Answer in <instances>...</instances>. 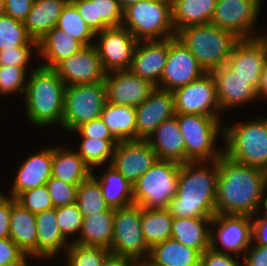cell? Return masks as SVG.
<instances>
[{"instance_id": "7c38bea8", "label": "cell", "mask_w": 267, "mask_h": 266, "mask_svg": "<svg viewBox=\"0 0 267 266\" xmlns=\"http://www.w3.org/2000/svg\"><path fill=\"white\" fill-rule=\"evenodd\" d=\"M175 112L220 118L216 85L210 72L173 92Z\"/></svg>"}, {"instance_id": "d4e9b609", "label": "cell", "mask_w": 267, "mask_h": 266, "mask_svg": "<svg viewBox=\"0 0 267 266\" xmlns=\"http://www.w3.org/2000/svg\"><path fill=\"white\" fill-rule=\"evenodd\" d=\"M147 141L156 152L158 160L185 163V141L176 115L161 122Z\"/></svg>"}, {"instance_id": "f35d334b", "label": "cell", "mask_w": 267, "mask_h": 266, "mask_svg": "<svg viewBox=\"0 0 267 266\" xmlns=\"http://www.w3.org/2000/svg\"><path fill=\"white\" fill-rule=\"evenodd\" d=\"M17 46H33L38 51V42L28 34L24 22L4 14L0 16V50Z\"/></svg>"}, {"instance_id": "d6986e66", "label": "cell", "mask_w": 267, "mask_h": 266, "mask_svg": "<svg viewBox=\"0 0 267 266\" xmlns=\"http://www.w3.org/2000/svg\"><path fill=\"white\" fill-rule=\"evenodd\" d=\"M107 103L137 107L156 88L149 81L130 70H117L105 74Z\"/></svg>"}, {"instance_id": "f907efd6", "label": "cell", "mask_w": 267, "mask_h": 266, "mask_svg": "<svg viewBox=\"0 0 267 266\" xmlns=\"http://www.w3.org/2000/svg\"><path fill=\"white\" fill-rule=\"evenodd\" d=\"M238 256L206 249L200 257V266H242Z\"/></svg>"}, {"instance_id": "4dcf8cb0", "label": "cell", "mask_w": 267, "mask_h": 266, "mask_svg": "<svg viewBox=\"0 0 267 266\" xmlns=\"http://www.w3.org/2000/svg\"><path fill=\"white\" fill-rule=\"evenodd\" d=\"M92 175V169L74 150L52 147V177L79 186Z\"/></svg>"}, {"instance_id": "277c9868", "label": "cell", "mask_w": 267, "mask_h": 266, "mask_svg": "<svg viewBox=\"0 0 267 266\" xmlns=\"http://www.w3.org/2000/svg\"><path fill=\"white\" fill-rule=\"evenodd\" d=\"M176 37L206 72L226 65L235 44L240 40L231 32L211 23L189 26L179 30Z\"/></svg>"}, {"instance_id": "680465c9", "label": "cell", "mask_w": 267, "mask_h": 266, "mask_svg": "<svg viewBox=\"0 0 267 266\" xmlns=\"http://www.w3.org/2000/svg\"><path fill=\"white\" fill-rule=\"evenodd\" d=\"M135 266H160L153 263L148 257L135 263Z\"/></svg>"}, {"instance_id": "6f0895ef", "label": "cell", "mask_w": 267, "mask_h": 266, "mask_svg": "<svg viewBox=\"0 0 267 266\" xmlns=\"http://www.w3.org/2000/svg\"><path fill=\"white\" fill-rule=\"evenodd\" d=\"M257 96L258 99H260V97L267 98V62L260 77V83L257 88Z\"/></svg>"}, {"instance_id": "2e32d148", "label": "cell", "mask_w": 267, "mask_h": 266, "mask_svg": "<svg viewBox=\"0 0 267 266\" xmlns=\"http://www.w3.org/2000/svg\"><path fill=\"white\" fill-rule=\"evenodd\" d=\"M158 160L156 152L147 140L119 141L111 164L132 185Z\"/></svg>"}, {"instance_id": "7a4b0ae2", "label": "cell", "mask_w": 267, "mask_h": 266, "mask_svg": "<svg viewBox=\"0 0 267 266\" xmlns=\"http://www.w3.org/2000/svg\"><path fill=\"white\" fill-rule=\"evenodd\" d=\"M205 163L208 164L205 161L180 164L177 193L167 207L174 218L213 217L216 214L218 160L209 162L212 167Z\"/></svg>"}, {"instance_id": "83f0119b", "label": "cell", "mask_w": 267, "mask_h": 266, "mask_svg": "<svg viewBox=\"0 0 267 266\" xmlns=\"http://www.w3.org/2000/svg\"><path fill=\"white\" fill-rule=\"evenodd\" d=\"M212 217L174 218L171 238L201 254L210 248V229Z\"/></svg>"}, {"instance_id": "e0dca14e", "label": "cell", "mask_w": 267, "mask_h": 266, "mask_svg": "<svg viewBox=\"0 0 267 266\" xmlns=\"http://www.w3.org/2000/svg\"><path fill=\"white\" fill-rule=\"evenodd\" d=\"M267 62V40L262 36L240 39L234 46L227 65L256 89Z\"/></svg>"}, {"instance_id": "91938a15", "label": "cell", "mask_w": 267, "mask_h": 266, "mask_svg": "<svg viewBox=\"0 0 267 266\" xmlns=\"http://www.w3.org/2000/svg\"><path fill=\"white\" fill-rule=\"evenodd\" d=\"M117 1L119 2L120 6L124 10L128 6L135 4L137 1H141V0H117Z\"/></svg>"}, {"instance_id": "c3c4849f", "label": "cell", "mask_w": 267, "mask_h": 266, "mask_svg": "<svg viewBox=\"0 0 267 266\" xmlns=\"http://www.w3.org/2000/svg\"><path fill=\"white\" fill-rule=\"evenodd\" d=\"M32 46H17L12 49L0 50V65L22 67L27 71L32 55Z\"/></svg>"}, {"instance_id": "ee69618b", "label": "cell", "mask_w": 267, "mask_h": 266, "mask_svg": "<svg viewBox=\"0 0 267 266\" xmlns=\"http://www.w3.org/2000/svg\"><path fill=\"white\" fill-rule=\"evenodd\" d=\"M16 201L34 214L54 208L46 185L21 192Z\"/></svg>"}, {"instance_id": "603a6c76", "label": "cell", "mask_w": 267, "mask_h": 266, "mask_svg": "<svg viewBox=\"0 0 267 266\" xmlns=\"http://www.w3.org/2000/svg\"><path fill=\"white\" fill-rule=\"evenodd\" d=\"M52 177V148L49 147L28 156L17 169L10 196L16 198L21 192L46 185Z\"/></svg>"}, {"instance_id": "8fae6325", "label": "cell", "mask_w": 267, "mask_h": 266, "mask_svg": "<svg viewBox=\"0 0 267 266\" xmlns=\"http://www.w3.org/2000/svg\"><path fill=\"white\" fill-rule=\"evenodd\" d=\"M252 216L236 214H215L211 226L218 229L210 230V248L235 256L244 255L252 243ZM226 251L220 249V244ZM218 244V245H217Z\"/></svg>"}, {"instance_id": "5bb4252c", "label": "cell", "mask_w": 267, "mask_h": 266, "mask_svg": "<svg viewBox=\"0 0 267 266\" xmlns=\"http://www.w3.org/2000/svg\"><path fill=\"white\" fill-rule=\"evenodd\" d=\"M99 36L97 48L103 70L107 72L129 70L138 40L123 27H109L95 34Z\"/></svg>"}, {"instance_id": "f6af8a7d", "label": "cell", "mask_w": 267, "mask_h": 266, "mask_svg": "<svg viewBox=\"0 0 267 266\" xmlns=\"http://www.w3.org/2000/svg\"><path fill=\"white\" fill-rule=\"evenodd\" d=\"M56 218L60 232L67 240L71 234L80 233L83 215L76 203L56 208Z\"/></svg>"}, {"instance_id": "7dc6e473", "label": "cell", "mask_w": 267, "mask_h": 266, "mask_svg": "<svg viewBox=\"0 0 267 266\" xmlns=\"http://www.w3.org/2000/svg\"><path fill=\"white\" fill-rule=\"evenodd\" d=\"M27 258L10 237L0 239V266H28Z\"/></svg>"}, {"instance_id": "94428289", "label": "cell", "mask_w": 267, "mask_h": 266, "mask_svg": "<svg viewBox=\"0 0 267 266\" xmlns=\"http://www.w3.org/2000/svg\"><path fill=\"white\" fill-rule=\"evenodd\" d=\"M260 205H263V207L265 209V212H264V216L263 217H266L267 218V197L266 198H263V200L260 203Z\"/></svg>"}, {"instance_id": "cb8c5ba5", "label": "cell", "mask_w": 267, "mask_h": 266, "mask_svg": "<svg viewBox=\"0 0 267 266\" xmlns=\"http://www.w3.org/2000/svg\"><path fill=\"white\" fill-rule=\"evenodd\" d=\"M37 225V246L36 249L28 256L36 259H51L60 252L61 249L67 250L70 245L60 232L57 218L56 208L44 210L35 214Z\"/></svg>"}, {"instance_id": "681fc988", "label": "cell", "mask_w": 267, "mask_h": 266, "mask_svg": "<svg viewBox=\"0 0 267 266\" xmlns=\"http://www.w3.org/2000/svg\"><path fill=\"white\" fill-rule=\"evenodd\" d=\"M73 133H79L81 137L95 138L102 140H117L110 132L107 125L102 118L94 119L92 121L81 124Z\"/></svg>"}, {"instance_id": "f546056e", "label": "cell", "mask_w": 267, "mask_h": 266, "mask_svg": "<svg viewBox=\"0 0 267 266\" xmlns=\"http://www.w3.org/2000/svg\"><path fill=\"white\" fill-rule=\"evenodd\" d=\"M69 0H34L24 25L28 34L39 41L57 26L58 19Z\"/></svg>"}, {"instance_id": "74e56055", "label": "cell", "mask_w": 267, "mask_h": 266, "mask_svg": "<svg viewBox=\"0 0 267 266\" xmlns=\"http://www.w3.org/2000/svg\"><path fill=\"white\" fill-rule=\"evenodd\" d=\"M56 27L69 33L70 36L81 42L84 46L94 44L92 40L96 37L95 33L86 24L70 0L64 6Z\"/></svg>"}, {"instance_id": "6da1fadb", "label": "cell", "mask_w": 267, "mask_h": 266, "mask_svg": "<svg viewBox=\"0 0 267 266\" xmlns=\"http://www.w3.org/2000/svg\"><path fill=\"white\" fill-rule=\"evenodd\" d=\"M219 174L216 190V214L255 217L266 197L267 172L235 162L224 153L218 159Z\"/></svg>"}, {"instance_id": "7402d4cb", "label": "cell", "mask_w": 267, "mask_h": 266, "mask_svg": "<svg viewBox=\"0 0 267 266\" xmlns=\"http://www.w3.org/2000/svg\"><path fill=\"white\" fill-rule=\"evenodd\" d=\"M210 73L215 81L217 99L222 112L258 98L257 89L249 80L238 76L227 64Z\"/></svg>"}, {"instance_id": "836d02e7", "label": "cell", "mask_w": 267, "mask_h": 266, "mask_svg": "<svg viewBox=\"0 0 267 266\" xmlns=\"http://www.w3.org/2000/svg\"><path fill=\"white\" fill-rule=\"evenodd\" d=\"M201 253L197 249L169 238L150 248L148 258L160 266H200Z\"/></svg>"}, {"instance_id": "ba28073f", "label": "cell", "mask_w": 267, "mask_h": 266, "mask_svg": "<svg viewBox=\"0 0 267 266\" xmlns=\"http://www.w3.org/2000/svg\"><path fill=\"white\" fill-rule=\"evenodd\" d=\"M180 164L157 160L133 185L134 204L145 209H167L177 193Z\"/></svg>"}, {"instance_id": "60d3db41", "label": "cell", "mask_w": 267, "mask_h": 266, "mask_svg": "<svg viewBox=\"0 0 267 266\" xmlns=\"http://www.w3.org/2000/svg\"><path fill=\"white\" fill-rule=\"evenodd\" d=\"M76 204L83 216L98 214L110 208L103 199L99 183L92 176L78 186Z\"/></svg>"}, {"instance_id": "ffe728a7", "label": "cell", "mask_w": 267, "mask_h": 266, "mask_svg": "<svg viewBox=\"0 0 267 266\" xmlns=\"http://www.w3.org/2000/svg\"><path fill=\"white\" fill-rule=\"evenodd\" d=\"M175 114L173 93L156 87L136 107V140H147L161 122Z\"/></svg>"}, {"instance_id": "f5cc1de1", "label": "cell", "mask_w": 267, "mask_h": 266, "mask_svg": "<svg viewBox=\"0 0 267 266\" xmlns=\"http://www.w3.org/2000/svg\"><path fill=\"white\" fill-rule=\"evenodd\" d=\"M242 259V266H267V246H259L252 242Z\"/></svg>"}, {"instance_id": "7bdbcfd3", "label": "cell", "mask_w": 267, "mask_h": 266, "mask_svg": "<svg viewBox=\"0 0 267 266\" xmlns=\"http://www.w3.org/2000/svg\"><path fill=\"white\" fill-rule=\"evenodd\" d=\"M28 78L27 71L22 67L0 65V95L25 93Z\"/></svg>"}, {"instance_id": "4fadbf2b", "label": "cell", "mask_w": 267, "mask_h": 266, "mask_svg": "<svg viewBox=\"0 0 267 266\" xmlns=\"http://www.w3.org/2000/svg\"><path fill=\"white\" fill-rule=\"evenodd\" d=\"M261 0H217L211 24L231 32L239 39H252ZM253 26V27H252Z\"/></svg>"}, {"instance_id": "484cf974", "label": "cell", "mask_w": 267, "mask_h": 266, "mask_svg": "<svg viewBox=\"0 0 267 266\" xmlns=\"http://www.w3.org/2000/svg\"><path fill=\"white\" fill-rule=\"evenodd\" d=\"M70 1L95 34L109 27L122 26L123 9L117 0Z\"/></svg>"}, {"instance_id": "e575fe53", "label": "cell", "mask_w": 267, "mask_h": 266, "mask_svg": "<svg viewBox=\"0 0 267 266\" xmlns=\"http://www.w3.org/2000/svg\"><path fill=\"white\" fill-rule=\"evenodd\" d=\"M98 179L92 171V177L99 183L103 199L113 209H118L134 204L133 185L112 165Z\"/></svg>"}, {"instance_id": "3957f363", "label": "cell", "mask_w": 267, "mask_h": 266, "mask_svg": "<svg viewBox=\"0 0 267 266\" xmlns=\"http://www.w3.org/2000/svg\"><path fill=\"white\" fill-rule=\"evenodd\" d=\"M66 85L54 68L39 66L28 75L24 98L28 119L39 127L62 124Z\"/></svg>"}, {"instance_id": "9a60e30c", "label": "cell", "mask_w": 267, "mask_h": 266, "mask_svg": "<svg viewBox=\"0 0 267 266\" xmlns=\"http://www.w3.org/2000/svg\"><path fill=\"white\" fill-rule=\"evenodd\" d=\"M205 73L197 59L176 36L168 38L167 61L157 88L173 92Z\"/></svg>"}, {"instance_id": "44dd1931", "label": "cell", "mask_w": 267, "mask_h": 266, "mask_svg": "<svg viewBox=\"0 0 267 266\" xmlns=\"http://www.w3.org/2000/svg\"><path fill=\"white\" fill-rule=\"evenodd\" d=\"M168 39L140 40L134 51L129 70L158 87L167 61Z\"/></svg>"}, {"instance_id": "6125c7cd", "label": "cell", "mask_w": 267, "mask_h": 266, "mask_svg": "<svg viewBox=\"0 0 267 266\" xmlns=\"http://www.w3.org/2000/svg\"><path fill=\"white\" fill-rule=\"evenodd\" d=\"M5 14V0H0V16Z\"/></svg>"}, {"instance_id": "5b68a950", "label": "cell", "mask_w": 267, "mask_h": 266, "mask_svg": "<svg viewBox=\"0 0 267 266\" xmlns=\"http://www.w3.org/2000/svg\"><path fill=\"white\" fill-rule=\"evenodd\" d=\"M225 148L231 160L267 172V118L222 127Z\"/></svg>"}, {"instance_id": "8992f818", "label": "cell", "mask_w": 267, "mask_h": 266, "mask_svg": "<svg viewBox=\"0 0 267 266\" xmlns=\"http://www.w3.org/2000/svg\"><path fill=\"white\" fill-rule=\"evenodd\" d=\"M122 26L138 41L175 37L171 0L137 1L123 10Z\"/></svg>"}, {"instance_id": "9c48e42d", "label": "cell", "mask_w": 267, "mask_h": 266, "mask_svg": "<svg viewBox=\"0 0 267 266\" xmlns=\"http://www.w3.org/2000/svg\"><path fill=\"white\" fill-rule=\"evenodd\" d=\"M106 103L104 81L66 86L61 126L72 132L81 124L100 118Z\"/></svg>"}, {"instance_id": "30bf717a", "label": "cell", "mask_w": 267, "mask_h": 266, "mask_svg": "<svg viewBox=\"0 0 267 266\" xmlns=\"http://www.w3.org/2000/svg\"><path fill=\"white\" fill-rule=\"evenodd\" d=\"M113 230L112 254L129 258L135 263L149 256L150 248L141 230V206L132 204L115 209Z\"/></svg>"}, {"instance_id": "d6a6232c", "label": "cell", "mask_w": 267, "mask_h": 266, "mask_svg": "<svg viewBox=\"0 0 267 266\" xmlns=\"http://www.w3.org/2000/svg\"><path fill=\"white\" fill-rule=\"evenodd\" d=\"M176 33L189 26L211 22L217 0H171Z\"/></svg>"}, {"instance_id": "bcb514c9", "label": "cell", "mask_w": 267, "mask_h": 266, "mask_svg": "<svg viewBox=\"0 0 267 266\" xmlns=\"http://www.w3.org/2000/svg\"><path fill=\"white\" fill-rule=\"evenodd\" d=\"M46 186L54 208L76 203L78 186L66 183L63 180L51 177Z\"/></svg>"}, {"instance_id": "816d5d0a", "label": "cell", "mask_w": 267, "mask_h": 266, "mask_svg": "<svg viewBox=\"0 0 267 266\" xmlns=\"http://www.w3.org/2000/svg\"><path fill=\"white\" fill-rule=\"evenodd\" d=\"M34 0H5V14L24 22L31 11Z\"/></svg>"}, {"instance_id": "ac0fdd59", "label": "cell", "mask_w": 267, "mask_h": 266, "mask_svg": "<svg viewBox=\"0 0 267 266\" xmlns=\"http://www.w3.org/2000/svg\"><path fill=\"white\" fill-rule=\"evenodd\" d=\"M54 69L66 86L104 81L106 74L94 44L84 46L79 52L62 60Z\"/></svg>"}, {"instance_id": "d590c367", "label": "cell", "mask_w": 267, "mask_h": 266, "mask_svg": "<svg viewBox=\"0 0 267 266\" xmlns=\"http://www.w3.org/2000/svg\"><path fill=\"white\" fill-rule=\"evenodd\" d=\"M101 118L118 141L136 140V107L106 103Z\"/></svg>"}, {"instance_id": "ab89813d", "label": "cell", "mask_w": 267, "mask_h": 266, "mask_svg": "<svg viewBox=\"0 0 267 266\" xmlns=\"http://www.w3.org/2000/svg\"><path fill=\"white\" fill-rule=\"evenodd\" d=\"M118 143V140L82 137L80 148L76 152L93 171L95 166L104 164L109 158L111 164Z\"/></svg>"}, {"instance_id": "b9f144b4", "label": "cell", "mask_w": 267, "mask_h": 266, "mask_svg": "<svg viewBox=\"0 0 267 266\" xmlns=\"http://www.w3.org/2000/svg\"><path fill=\"white\" fill-rule=\"evenodd\" d=\"M110 250L71 242L66 252V266H102Z\"/></svg>"}, {"instance_id": "f1b7e54d", "label": "cell", "mask_w": 267, "mask_h": 266, "mask_svg": "<svg viewBox=\"0 0 267 266\" xmlns=\"http://www.w3.org/2000/svg\"><path fill=\"white\" fill-rule=\"evenodd\" d=\"M114 215L115 209L83 216L80 235L71 240L87 246H100L110 250L114 236Z\"/></svg>"}, {"instance_id": "11a10c76", "label": "cell", "mask_w": 267, "mask_h": 266, "mask_svg": "<svg viewBox=\"0 0 267 266\" xmlns=\"http://www.w3.org/2000/svg\"><path fill=\"white\" fill-rule=\"evenodd\" d=\"M259 246H267V218L252 219V242Z\"/></svg>"}, {"instance_id": "db71d44e", "label": "cell", "mask_w": 267, "mask_h": 266, "mask_svg": "<svg viewBox=\"0 0 267 266\" xmlns=\"http://www.w3.org/2000/svg\"><path fill=\"white\" fill-rule=\"evenodd\" d=\"M12 196L0 193V239L10 236Z\"/></svg>"}, {"instance_id": "8d00e7d4", "label": "cell", "mask_w": 267, "mask_h": 266, "mask_svg": "<svg viewBox=\"0 0 267 266\" xmlns=\"http://www.w3.org/2000/svg\"><path fill=\"white\" fill-rule=\"evenodd\" d=\"M174 217L167 209H145L141 207V230L149 248L171 238Z\"/></svg>"}, {"instance_id": "9f6ffc18", "label": "cell", "mask_w": 267, "mask_h": 266, "mask_svg": "<svg viewBox=\"0 0 267 266\" xmlns=\"http://www.w3.org/2000/svg\"><path fill=\"white\" fill-rule=\"evenodd\" d=\"M102 266H135V262L129 258L110 253Z\"/></svg>"}, {"instance_id": "1f68e13d", "label": "cell", "mask_w": 267, "mask_h": 266, "mask_svg": "<svg viewBox=\"0 0 267 266\" xmlns=\"http://www.w3.org/2000/svg\"><path fill=\"white\" fill-rule=\"evenodd\" d=\"M10 238L29 256L37 246L36 216L12 197Z\"/></svg>"}, {"instance_id": "4316f807", "label": "cell", "mask_w": 267, "mask_h": 266, "mask_svg": "<svg viewBox=\"0 0 267 266\" xmlns=\"http://www.w3.org/2000/svg\"><path fill=\"white\" fill-rule=\"evenodd\" d=\"M84 45L69 33L55 27L38 41V56L46 59L47 68H55L62 60L79 52Z\"/></svg>"}, {"instance_id": "52a82bcc", "label": "cell", "mask_w": 267, "mask_h": 266, "mask_svg": "<svg viewBox=\"0 0 267 266\" xmlns=\"http://www.w3.org/2000/svg\"><path fill=\"white\" fill-rule=\"evenodd\" d=\"M175 115L185 141V162H211L222 156L223 148L216 149L215 145L221 131L223 134L220 118L184 113Z\"/></svg>"}]
</instances>
